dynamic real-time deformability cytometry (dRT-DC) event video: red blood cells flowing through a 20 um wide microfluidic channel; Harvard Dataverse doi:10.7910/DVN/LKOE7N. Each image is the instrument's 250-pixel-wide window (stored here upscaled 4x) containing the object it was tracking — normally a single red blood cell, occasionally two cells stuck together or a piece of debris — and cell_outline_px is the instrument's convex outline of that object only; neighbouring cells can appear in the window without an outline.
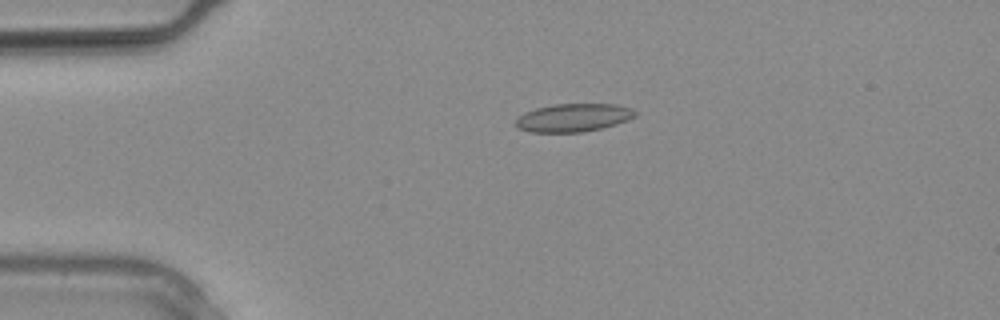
{"species": "common noctule bat (a hibernating species)", "species_latin": "Nyctalus noctula", "temperature_condition": "warm", "stored_images_in_passage": 5, "camera_frame_rate_fps": 3000, "um_per_image_px": 0.085, "animal": {"sex": "male", "body_mass_g": 20.4}, "frame": {"image": 1, "passage_image": 1, "time_ms": 0.0, "image_size_px": [1000, 320], "cell_outline_px": [[636, 116], [628, 120], [616, 124], [584, 132], [528, 132], [520, 128], [516, 124], [516, 116], [524, 112], [536, 108], [552, 104], [616, 104], [632, 108], [636, 112]], "centroid_in_image_um": [48.73, 9.99], "position_along_channel_um": 36.3, "area_um2": 19.65}}
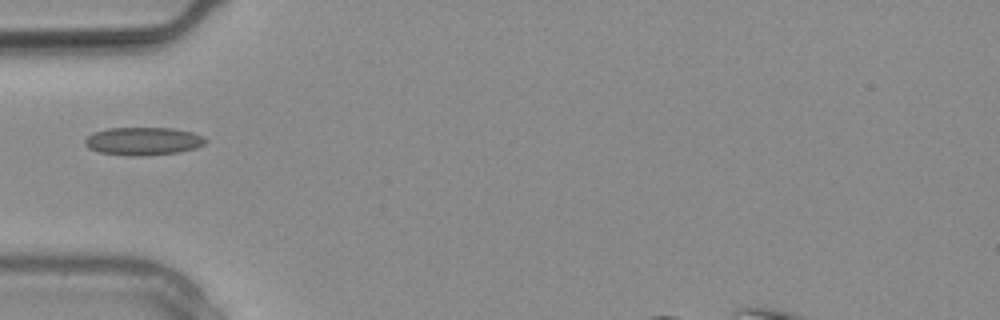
{"frame": {"image": 2, "passage_image": 4, "time_ms": 1.0, "image_size_px": [1000, 320], "cell_outline_px": [[208, 140], [204, 144], [196, 148], [180, 152], [148, 156], [132, 156], [100, 152], [88, 148], [84, 144], [84, 140], [92, 132], [108, 128], [172, 128], [192, 132], [204, 136]], "centroid_in_image_um": [12.18, 12.0], "position_along_channel_um": 72.8, "area_um2": 19.88}}